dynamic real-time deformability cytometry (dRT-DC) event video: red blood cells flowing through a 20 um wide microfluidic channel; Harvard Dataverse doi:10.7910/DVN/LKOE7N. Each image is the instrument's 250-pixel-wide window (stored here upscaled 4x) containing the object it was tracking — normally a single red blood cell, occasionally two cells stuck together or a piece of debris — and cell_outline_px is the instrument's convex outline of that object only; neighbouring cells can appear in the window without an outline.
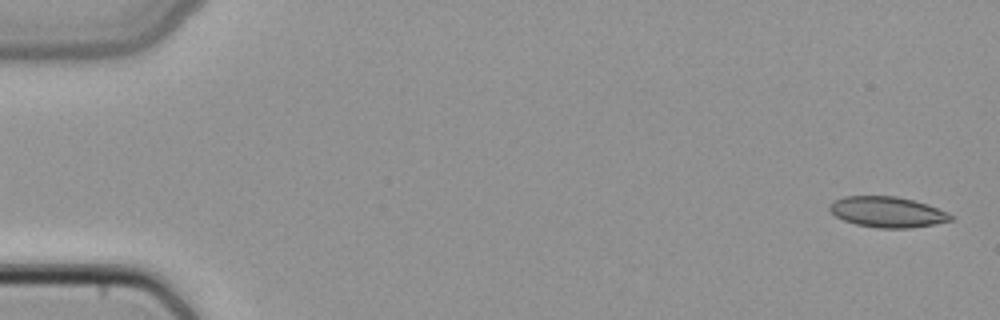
{"species": "common noctule bat (a hibernating species)", "species_latin": "Nyctalus noctula", "temperature_condition": "cold", "stored_images_in_passage": 4, "camera_frame_rate_fps": 3000, "um_per_image_px": 0.085, "animal": {"sex": "female", "body_mass_g": 22.7, "forearm_length_mm": 54.2}, "frame": {"image": 1, "passage_image": 1, "time_ms": 0.0, "image_size_px": [1000, 320], "cell_outline_px": [[956, 220], [908, 228], [880, 228], [856, 224], [844, 220], [836, 216], [828, 208], [828, 204], [832, 200], [844, 196], [896, 196], [928, 204], [948, 212], [956, 216]], "centroid_in_image_um": [75.45, 18.01], "position_along_channel_um": 9.6, "area_um2": 21.79}}
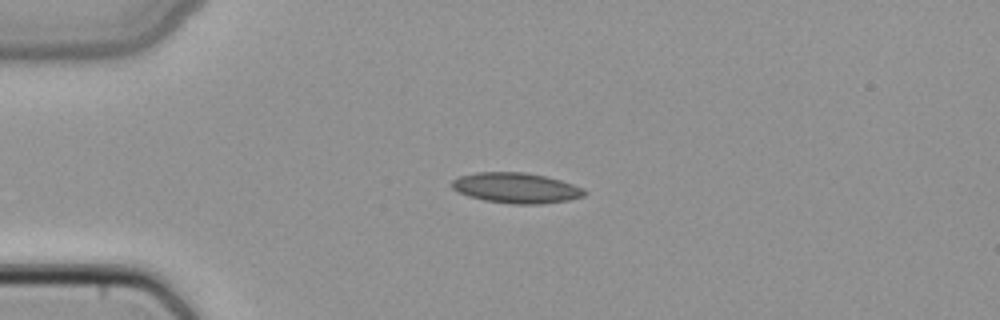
{"frame": {"image": 2, "passage_image": 4, "time_ms": 1.0, "image_size_px": [1000, 320], "cell_outline_px": [[588, 192], [584, 196], [568, 200], [540, 204], [512, 204], [484, 200], [468, 196], [452, 188], [448, 184], [452, 180], [460, 176], [476, 172], [524, 172], [544, 176], [560, 180], [584, 188]], "centroid_in_image_um": [43.86, 15.97], "position_along_channel_um": 41.1, "area_um2": 23.52}}